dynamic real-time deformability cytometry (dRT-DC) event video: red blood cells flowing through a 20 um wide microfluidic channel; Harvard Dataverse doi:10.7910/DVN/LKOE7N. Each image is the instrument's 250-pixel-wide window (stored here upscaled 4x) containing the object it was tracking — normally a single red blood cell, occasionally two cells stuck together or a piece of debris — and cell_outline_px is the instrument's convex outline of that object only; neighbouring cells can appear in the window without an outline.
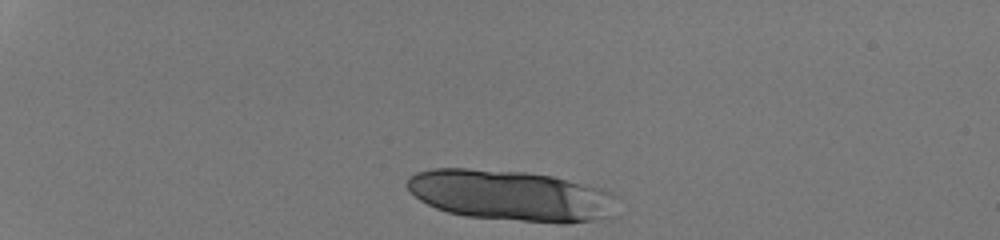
{"species": "human", "species_latin": "Homo sapiens", "temperature_condition": "room temperature", "stored_images_in_passage": 18, "camera_frame_rate_fps": 3000, "um_per_image_px": 0.085, "donor": {"sex": "male"}, "frame": {"image": 1, "passage_image": 1, "time_ms": 0.0, "image_size_px": [1000, 240], "cell_outline_px": [[616, 196], [592, 220], [568, 224], [560, 224], [468, 216], [448, 212], [436, 208], [420, 200], [404, 184], [416, 172], [432, 168], [468, 168], [524, 172], [552, 176], [600, 188]], "centroid_in_image_um": [43.23, 16.59], "position_along_channel_um": 41.8, "area_um2": 60.57}}
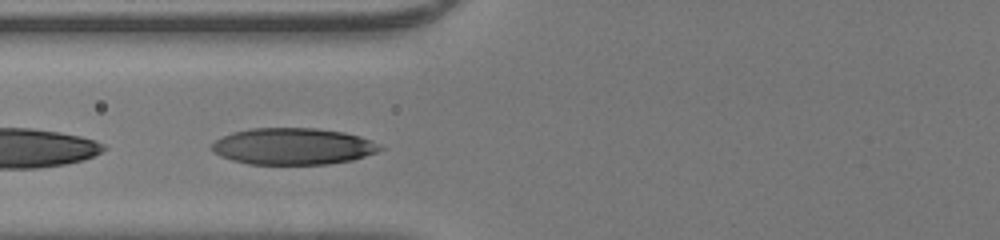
{"frame": {"image": 2, "passage_image": 12, "time_ms": 3.667, "image_size_px": [1000, 240], "cell_outline_px": [[384, 148], [376, 152], [352, 160], [328, 164], [248, 164], [232, 160], [220, 156], [212, 152], [212, 144], [216, 140], [232, 132], [248, 128], [316, 128], [344, 132], [360, 136]], "centroid_in_image_um": [24.86, 12.44], "position_along_channel_um": 100.9, "area_um2": 35.78}}
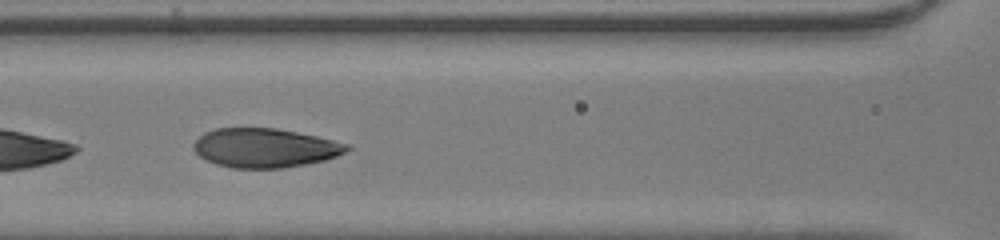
{"frame": {"image": 3, "passage_image": 15, "time_ms": 4.667, "image_size_px": [1000, 240], "cell_outline_px": [[352, 148], [336, 156], [324, 160], [304, 164], [280, 168], [232, 168], [216, 164], [200, 156], [192, 148], [192, 144], [204, 132], [216, 128], [276, 128], [316, 136], [348, 144]], "centroid_in_image_um": [22.49, 12.57], "position_along_channel_um": 144.1, "area_um2": 34.74}}